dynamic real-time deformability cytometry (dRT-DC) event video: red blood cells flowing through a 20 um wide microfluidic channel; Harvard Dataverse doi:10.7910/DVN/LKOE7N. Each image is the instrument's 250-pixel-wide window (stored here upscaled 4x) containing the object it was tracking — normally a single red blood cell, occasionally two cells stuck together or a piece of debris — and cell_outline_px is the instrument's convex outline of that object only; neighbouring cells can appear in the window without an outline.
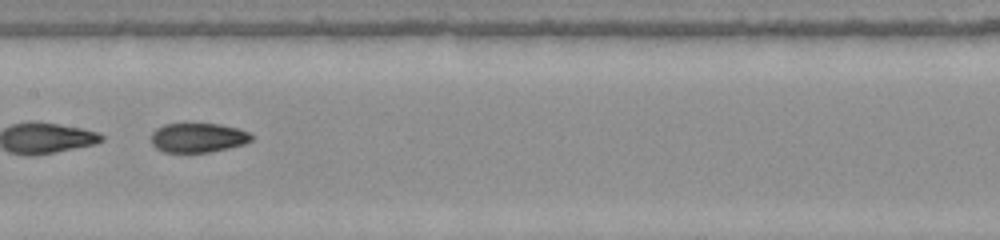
{"species": "common noctule bat (a hibernating species)", "species_latin": "Nyctalus noctula", "temperature_condition": "warm", "stored_images_in_passage": 35, "camera_frame_rate_fps": 3000, "um_per_image_px": 0.085, "animal": {"sex": "female", "body_mass_g": 22.0, "forearm_length_mm": 56.7}, "frame": {"image": 1, "passage_image": 11, "time_ms": 3.333, "image_size_px": [1000, 240], "cell_outline_px": [[252, 140], [244, 144], [228, 148], [208, 152], [164, 152], [156, 148], [152, 144], [152, 132], [156, 128], [164, 124], [220, 124], [240, 128], [248, 132], [252, 136]], "centroid_in_image_um": [16.84, 11.7], "position_along_channel_um": 190.6, "area_um2": 17.17}, "authors_computed_cell_mechanics": {"area_um2": 18.496, "velocity_mm_per_s": 4.0591, "shape_relaxation_time_tau1_ms": 9.3104, "shape_relaxation_time_tau2_ms": 1.9739, "deformation_change_tau1": 0.2772, "deformation_change_tau2": 0.0404}}